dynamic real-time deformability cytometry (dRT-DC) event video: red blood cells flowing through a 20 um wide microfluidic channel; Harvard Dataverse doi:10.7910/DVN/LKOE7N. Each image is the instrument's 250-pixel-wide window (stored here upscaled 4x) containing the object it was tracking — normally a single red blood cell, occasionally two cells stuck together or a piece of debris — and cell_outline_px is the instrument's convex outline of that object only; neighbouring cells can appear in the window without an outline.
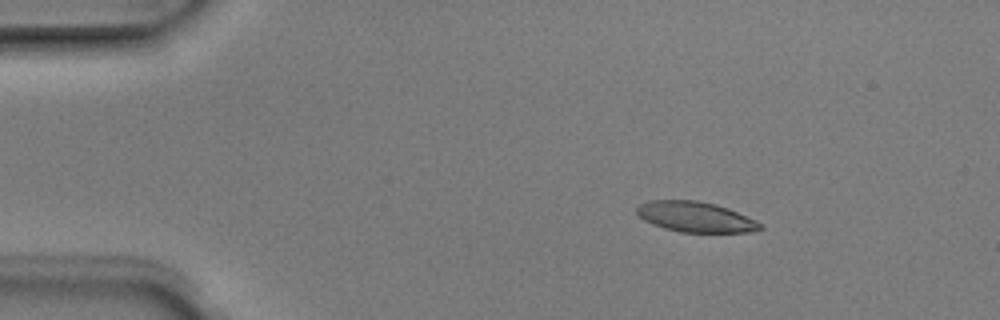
{"species": "Egyptian fruit bat (a non-hibernating species)", "species_latin": "Rousettus aegyptiacus", "temperature_condition": "room temperature", "stored_images_in_passage": 3, "camera_frame_rate_fps": 3000, "um_per_image_px": 0.085, "animal": {"sex": "male"}, "frame": {"image": 1, "passage_image": 2, "time_ms": 0.333, "image_size_px": [1000, 320], "cell_outline_px": [[764, 228], [748, 232], [680, 232], [664, 228], [652, 224], [644, 220], [636, 212], [636, 208], [640, 204], [652, 200], [696, 200], [716, 204], [728, 208], [756, 220], [764, 224]], "centroid_in_image_um": [59.14, 18.43], "position_along_channel_um": 25.9, "area_um2": 21.85}}